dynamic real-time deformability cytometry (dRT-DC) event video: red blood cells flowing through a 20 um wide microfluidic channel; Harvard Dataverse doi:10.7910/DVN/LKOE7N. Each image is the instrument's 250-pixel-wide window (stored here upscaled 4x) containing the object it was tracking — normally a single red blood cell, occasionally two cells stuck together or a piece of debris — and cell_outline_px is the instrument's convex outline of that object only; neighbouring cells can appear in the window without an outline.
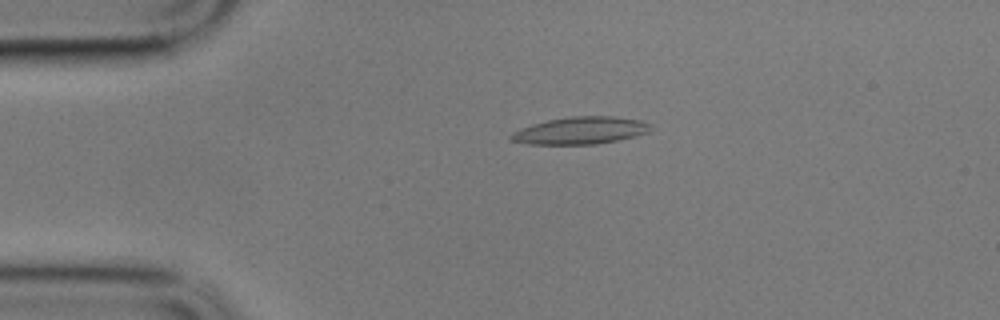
{"species": "common noctule bat (a hibernating species)", "species_latin": "Nyctalus noctula", "temperature_condition": "cold", "stored_images_in_passage": 58, "camera_frame_rate_fps": 3000, "um_per_image_px": 0.085, "animal": {"sex": "male", "body_mass_g": 17.9}, "frame": {"image": 1, "passage_image": 11, "time_ms": 3.333, "image_size_px": [1000, 320], "cell_outline_px": [[648, 132], [616, 140], [596, 144], [528, 144], [512, 140], [508, 136], [512, 132], [520, 128], [532, 124], [548, 120], [572, 116], [612, 116], [640, 120], [648, 124]], "centroid_in_image_um": [49.26, 11.09], "position_along_channel_um": 35.7, "area_um2": 21.79}}
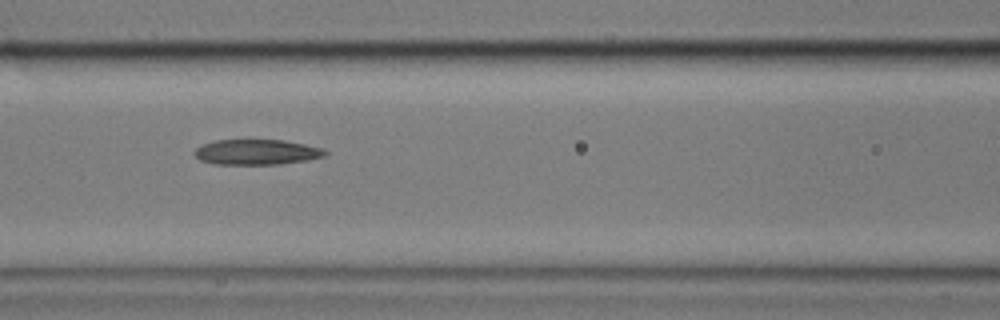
{"frame": {"image": 2, "passage_image": 24, "time_ms": 7.667, "image_size_px": [1000, 320], "cell_outline_px": [[328, 156], [308, 160], [280, 164], [212, 164], [200, 160], [192, 152], [196, 148], [204, 144], [216, 140], [284, 140], [324, 148], [328, 152]], "centroid_in_image_um": [21.86, 12.93], "position_along_channel_um": 144.7, "area_um2": 19.42}}
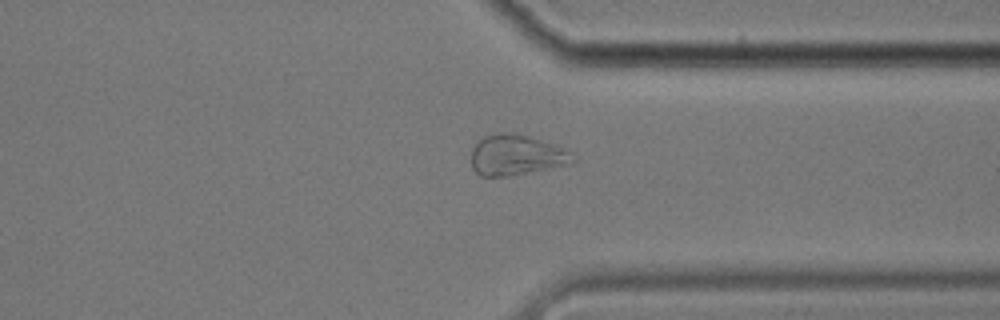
{"frame": {"image": 3, "passage_image": 44, "time_ms": 14.333, "image_size_px": [1000, 320], "cell_outline_px": [[576, 160], [572, 164], [508, 176], [480, 176], [472, 168], [472, 148], [484, 136], [496, 132], [512, 132], [528, 136], [556, 144], [564, 148], [576, 156]], "centroid_in_image_um": [43.92, 13.17], "position_along_channel_um": 367.5, "area_um2": 24.22}, "authors_computed_cell_mechanics": {"area_um2": 21.8773, "velocity_mm_per_s": 3.361, "shape_relaxation_time_tau1_ms": null, "shape_relaxation_time_tau2_ms": 5.8103, "deformation_change_tau1": null, "deformation_change_tau2": 0.1378}}